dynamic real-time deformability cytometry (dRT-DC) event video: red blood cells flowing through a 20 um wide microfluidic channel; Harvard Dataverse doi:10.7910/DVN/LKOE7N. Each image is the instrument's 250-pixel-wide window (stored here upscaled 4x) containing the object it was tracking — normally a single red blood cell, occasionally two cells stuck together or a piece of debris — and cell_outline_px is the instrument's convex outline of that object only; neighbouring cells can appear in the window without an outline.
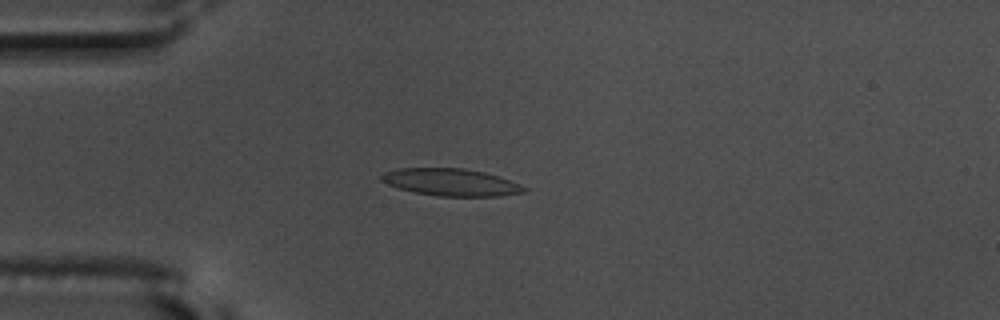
{"species": "common noctule bat (a hibernating species)", "species_latin": "Nyctalus noctula", "temperature_condition": "warm", "stored_images_in_passage": 44, "camera_frame_rate_fps": 3000, "um_per_image_px": 0.085, "animal": {"sex": "male", "body_mass_g": 17.5, "forearm_length_mm": 52.3}, "frame": {"image": 1, "passage_image": 10, "time_ms": 3.0, "image_size_px": [1000, 320], "cell_outline_px": [[528, 188], [524, 192], [500, 196], [436, 196], [412, 192], [388, 184], [380, 180], [380, 176], [384, 172], [396, 168], [464, 168], [484, 172], [500, 176], [520, 184]], "centroid_in_image_um": [38.33, 15.49], "position_along_channel_um": 46.7, "area_um2": 22.77}}
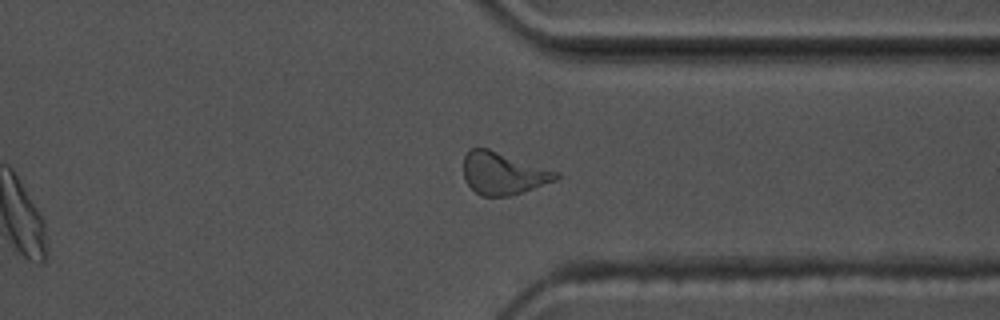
{"frame": {"image": 2, "passage_image": 38, "time_ms": 12.333, "image_size_px": [1000, 320], "cell_outline_px": [[560, 176], [556, 180], [508, 196], [480, 196], [464, 180], [464, 156], [472, 148], [488, 148], [560, 172]], "centroid_in_image_um": [42.76, 14.73], "position_along_channel_um": 368.6, "area_um2": 22.6}}
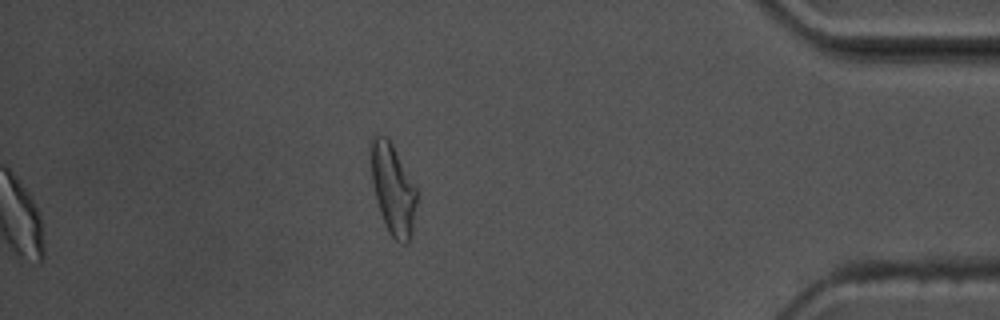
{"frame": {"image": 3, "passage_image": 44, "time_ms": 14.333, "image_size_px": [1000, 320], "cell_outline_px": [[416, 204], [412, 236], [408, 244], [400, 244], [388, 232], [380, 212], [372, 184], [368, 148], [368, 144], [372, 136], [384, 136], [392, 144], [416, 188]], "centroid_in_image_um": [33.36, 16.08], "position_along_channel_um": 401.8, "area_um2": 24.39}, "authors_computed_cell_mechanics": {"area_um2": 22.1663, "velocity_mm_per_s": 3.6455, "shape_relaxation_time_tau1_ms": 7.3255, "shape_relaxation_time_tau2_ms": 2.07, "deformation_change_tau1": 0.1906, "deformation_change_tau2": 0.0998}}